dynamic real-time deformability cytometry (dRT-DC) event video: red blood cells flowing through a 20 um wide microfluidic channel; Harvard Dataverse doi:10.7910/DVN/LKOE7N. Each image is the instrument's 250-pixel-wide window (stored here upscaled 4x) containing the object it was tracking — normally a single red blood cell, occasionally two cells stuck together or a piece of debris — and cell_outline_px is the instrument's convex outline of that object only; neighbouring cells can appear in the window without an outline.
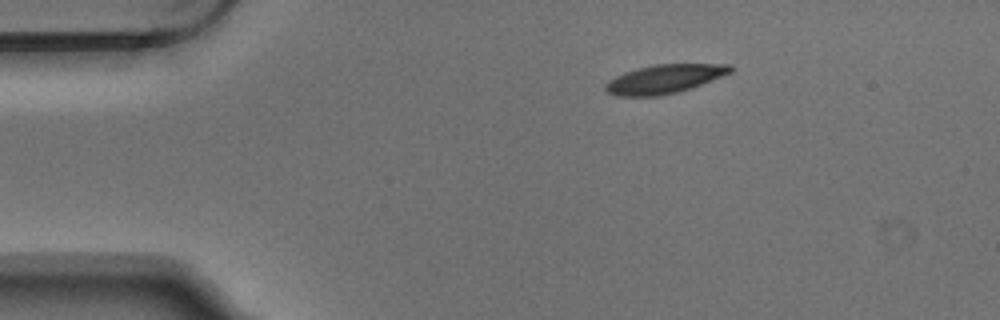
{"species": "Egyptian fruit bat (a non-hibernating species)", "species_latin": "Rousettus aegyptiacus", "temperature_condition": "warm", "stored_images_in_passage": 3, "camera_frame_rate_fps": 3000, "um_per_image_px": 0.085, "animal": {"sex": "male"}, "frame": {"image": 1, "passage_image": 1, "time_ms": 0.0, "image_size_px": [1000, 320], "cell_outline_px": [[736, 68], [732, 72], [692, 88], [676, 92], [656, 96], [616, 96], [604, 92], [604, 84], [608, 80], [624, 72], [636, 68], [652, 64], [732, 64]], "centroid_in_image_um": [56.46, 6.71], "position_along_channel_um": 28.5, "area_um2": 21.27}}
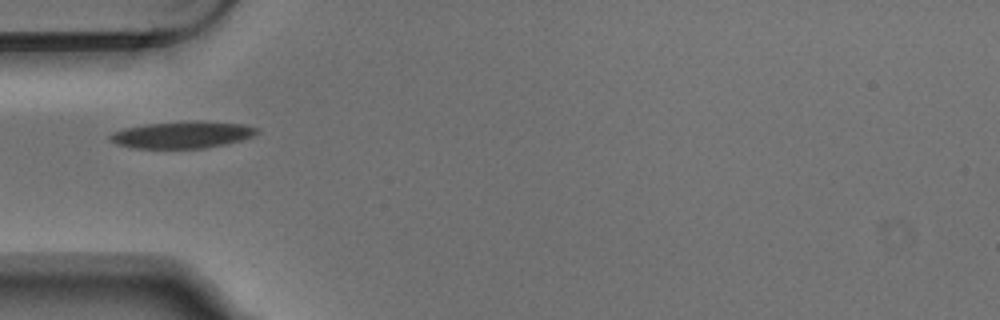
{"frame": {"image": 2, "passage_image": 3, "time_ms": 0.667, "image_size_px": [1000, 320], "cell_outline_px": [[260, 132], [252, 136], [240, 140], [224, 144], [204, 148], [132, 148], [116, 144], [108, 136], [112, 132], [124, 128], [144, 124], [196, 120], [200, 120], [244, 124], [260, 128]], "centroid_in_image_um": [15.51, 11.44], "position_along_channel_um": 69.5, "area_um2": 23.18}}